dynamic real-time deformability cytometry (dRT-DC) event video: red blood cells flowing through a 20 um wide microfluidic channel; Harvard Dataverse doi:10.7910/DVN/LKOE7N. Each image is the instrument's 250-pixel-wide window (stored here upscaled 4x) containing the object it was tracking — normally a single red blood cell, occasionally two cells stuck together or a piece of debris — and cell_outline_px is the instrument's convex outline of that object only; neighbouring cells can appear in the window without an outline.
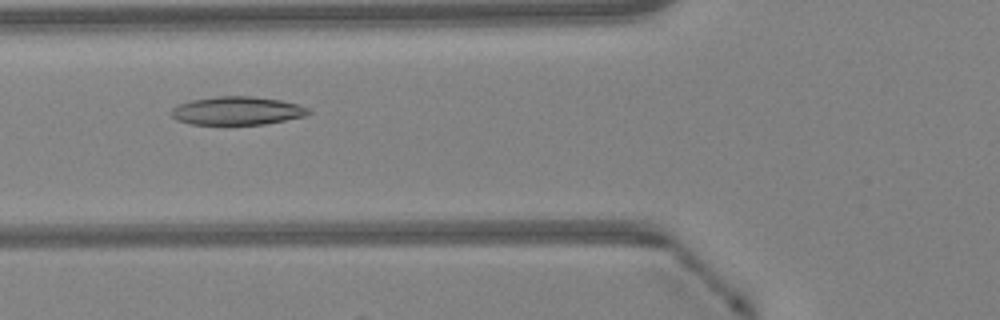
{"species": "Egyptian fruit bat (a non-hibernating species)", "species_latin": "Rousettus aegyptiacus", "temperature_condition": "warm", "stored_images_in_passage": 44, "camera_frame_rate_fps": 3000, "um_per_image_px": 0.085, "animal": {"sex": "female"}, "frame": {"image": 1, "passage_image": 15, "time_ms": 4.667, "image_size_px": [1000, 320], "cell_outline_px": [[312, 112], [304, 116], [264, 124], [192, 124], [176, 120], [168, 112], [176, 104], [192, 100], [216, 96], [252, 96], [280, 100], [296, 104], [308, 108]], "centroid_in_image_um": [20.1, 9.41], "position_along_channel_um": 105.7, "area_um2": 22.6}}
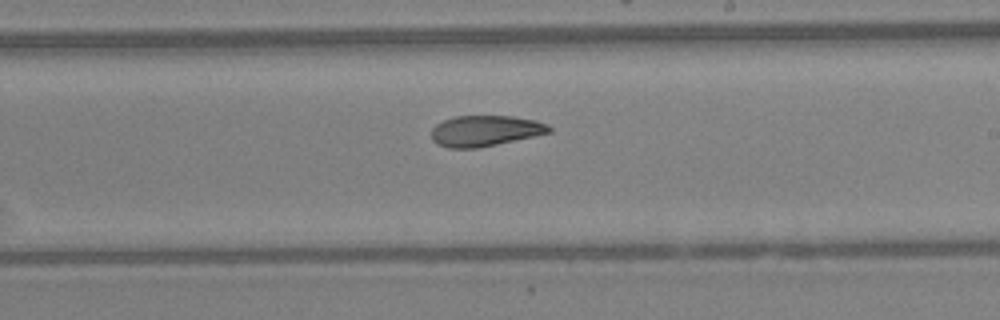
{"frame": {"image": 2, "passage_image": 25, "time_ms": 8.0, "image_size_px": [1000, 320], "cell_outline_px": [[552, 132], [496, 144], [476, 148], [448, 148], [436, 144], [432, 140], [432, 128], [436, 124], [444, 120], [456, 116], [512, 116], [532, 120], [548, 124], [552, 128]], "centroid_in_image_um": [41.21, 11.12], "position_along_channel_um": 247.8, "area_um2": 20.98}}
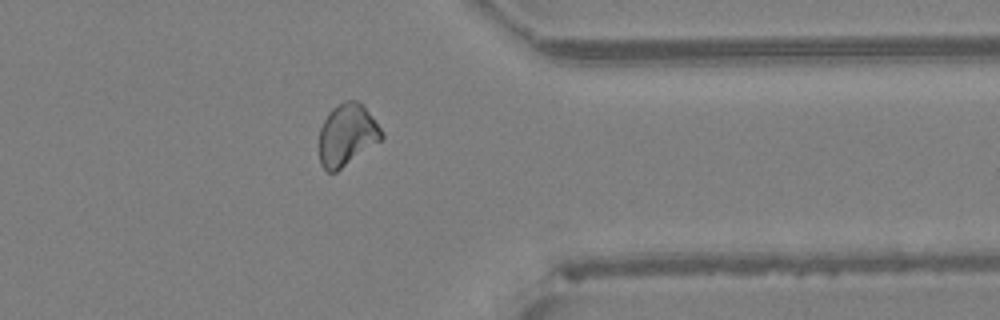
{"frame": {"image": 3, "passage_image": 35, "time_ms": 11.333, "image_size_px": [1000, 320], "cell_outline_px": [[384, 136], [380, 140], [336, 172], [328, 172], [320, 164], [320, 128], [328, 112], [332, 108], [348, 100], [356, 100], [364, 104], [384, 132]], "centroid_in_image_um": [29.5, 11.44], "position_along_channel_um": 381.9, "area_um2": 22.37}, "authors_computed_cell_mechanics": {"area_um2": 22.3975, "velocity_mm_per_s": 4.2804, "shape_relaxation_time_tau1_ms": null, "shape_relaxation_time_tau2_ms": 4.708, "deformation_change_tau1": null, "deformation_change_tau2": 0.1129}}